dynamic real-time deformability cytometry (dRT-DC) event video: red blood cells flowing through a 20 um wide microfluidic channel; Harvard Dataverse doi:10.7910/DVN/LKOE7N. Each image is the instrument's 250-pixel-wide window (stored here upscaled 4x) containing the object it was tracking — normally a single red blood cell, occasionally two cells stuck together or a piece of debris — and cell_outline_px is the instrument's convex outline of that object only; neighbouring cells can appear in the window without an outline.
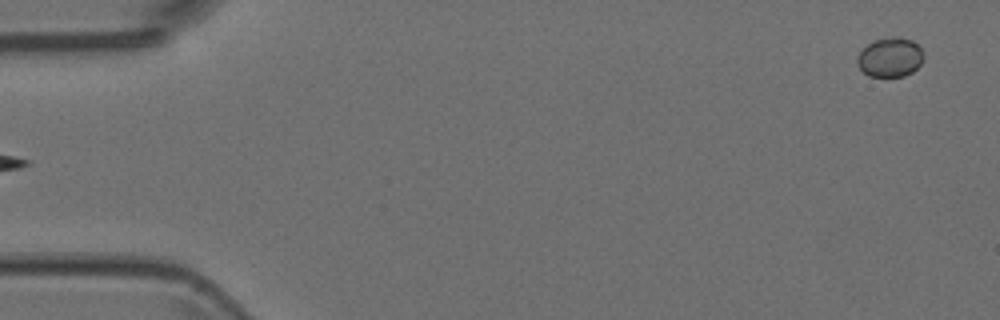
{"species": "Egyptian fruit bat (a non-hibernating species)", "species_latin": "Rousettus aegyptiacus", "temperature_condition": "room temperature", "stored_images_in_passage": 4, "camera_frame_rate_fps": 3000, "um_per_image_px": 0.085, "animal": {"sex": "female"}, "frame": {"image": 1, "passage_image": 4, "time_ms": 1.0, "image_size_px": [1000, 320], "cell_outline_px": [[924, 60], [912, 72], [904, 76], [868, 76], [860, 68], [856, 60], [856, 56], [868, 44], [876, 40], [900, 36], [912, 40], [920, 48], [924, 56]], "centroid_in_image_um": [75.67, 4.87], "position_along_channel_um": 9.3, "area_um2": 15.09}}